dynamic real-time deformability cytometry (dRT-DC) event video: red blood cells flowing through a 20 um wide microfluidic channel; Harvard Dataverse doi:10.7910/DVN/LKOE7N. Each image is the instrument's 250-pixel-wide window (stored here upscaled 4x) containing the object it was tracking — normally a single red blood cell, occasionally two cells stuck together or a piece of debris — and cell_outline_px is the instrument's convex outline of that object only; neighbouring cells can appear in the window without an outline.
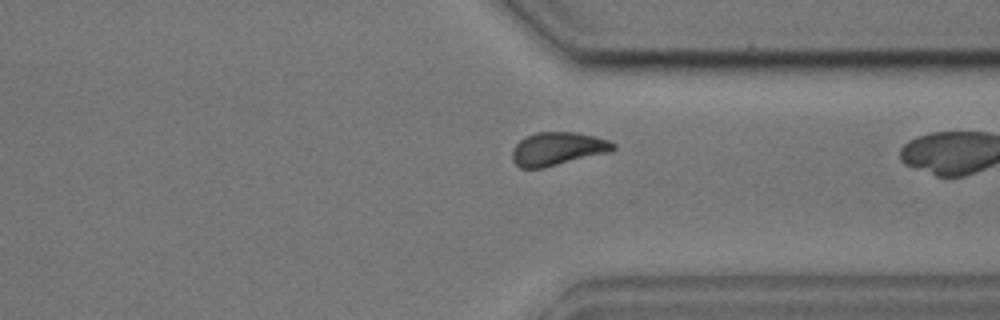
{"species": "common noctule bat (a hibernating species)", "species_latin": "Nyctalus noctula", "temperature_condition": "cold", "stored_images_in_passage": 40, "camera_frame_rate_fps": 3000, "um_per_image_px": 0.085, "animal": {"sex": "male", "body_mass_g": 17.9, "forearm_length_mm": 54.2}, "frame": {"image": 1, "passage_image": 39, "time_ms": 12.667, "image_size_px": [1000, 320], "cell_outline_px": [[616, 148], [612, 152], [544, 168], [520, 168], [512, 160], [512, 152], [516, 144], [524, 136], [536, 132], [576, 132], [596, 136], [608, 140], [616, 144]], "centroid_in_image_um": [47.43, 12.65], "position_along_channel_um": 364.0, "area_um2": 19.88}}